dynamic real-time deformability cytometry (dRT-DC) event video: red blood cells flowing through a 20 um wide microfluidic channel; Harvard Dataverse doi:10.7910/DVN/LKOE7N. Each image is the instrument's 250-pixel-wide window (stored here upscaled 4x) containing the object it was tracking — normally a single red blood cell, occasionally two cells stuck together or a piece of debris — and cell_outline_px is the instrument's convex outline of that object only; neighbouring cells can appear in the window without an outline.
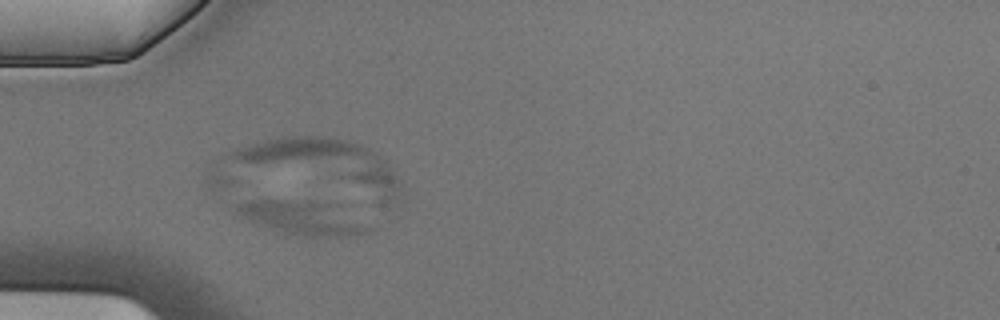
{"species": "Egyptian fruit bat (a non-hibernating species)", "species_latin": "Rousettus aegyptiacus", "temperature_condition": "cold", "stored_images_in_passage": 4, "camera_frame_rate_fps": 3000, "um_per_image_px": 0.085, "animal": {"sex": "male"}, "frame": {"image": 1, "passage_image": 4, "time_ms": 1.0, "image_size_px": [1000, 320], "cell_outline_px": [[376, 232], [360, 236], [304, 236], [272, 232], [252, 224], [244, 220], [232, 212], [228, 204], [244, 200], [316, 200], [344, 204], [376, 228]], "centroid_in_image_um": [25.75, 18.5], "position_along_channel_um": 59.2, "area_um2": 28.96}}